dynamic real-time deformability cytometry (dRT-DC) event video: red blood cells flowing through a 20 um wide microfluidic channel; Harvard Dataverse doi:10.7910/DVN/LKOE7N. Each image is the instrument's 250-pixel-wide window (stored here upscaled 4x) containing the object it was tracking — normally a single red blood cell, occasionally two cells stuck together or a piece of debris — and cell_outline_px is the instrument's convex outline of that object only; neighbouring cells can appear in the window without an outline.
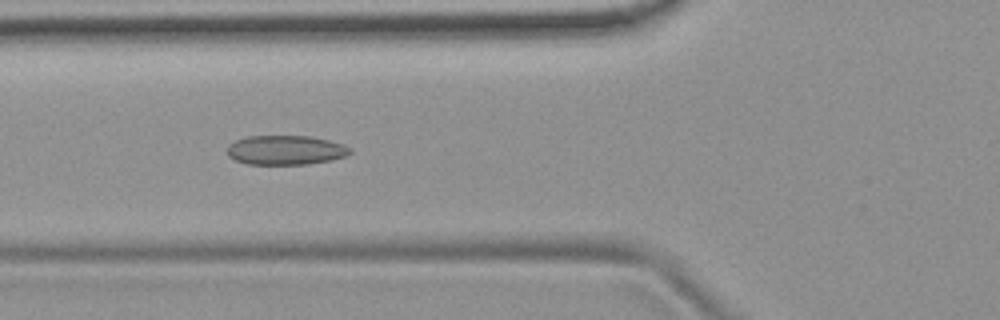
{"species": "common noctule bat (a hibernating species)", "species_latin": "Nyctalus noctula", "temperature_condition": "room temperature", "stored_images_in_passage": 5, "camera_frame_rate_fps": 3000, "um_per_image_px": 0.085, "animal": {"sex": "female", "body_mass_g": 19.9}, "frame": {"image": 1, "passage_image": 4, "time_ms": 3.333, "image_size_px": [1000, 320], "cell_outline_px": [[352, 152], [348, 156], [332, 160], [308, 164], [248, 164], [236, 160], [228, 156], [228, 144], [236, 140], [248, 136], [312, 136], [344, 144], [352, 148]], "centroid_in_image_um": [24.33, 12.75], "position_along_channel_um": 101.5, "area_um2": 21.21}}
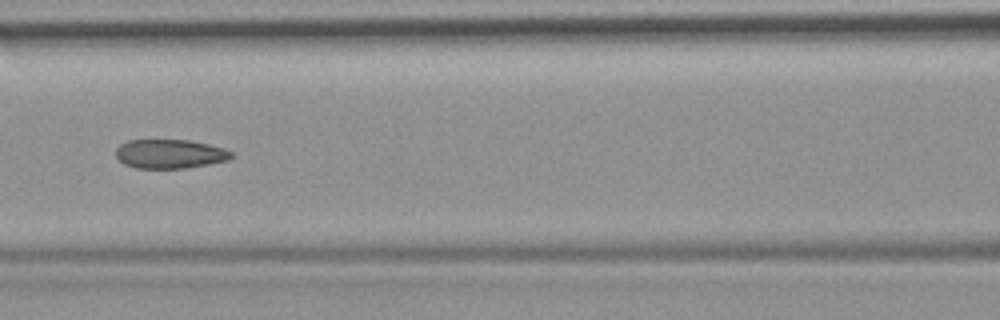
{"frame": {"image": 2, "passage_image": 5, "time_ms": 4.667, "image_size_px": [1000, 320], "cell_outline_px": [[236, 156], [228, 160], [208, 164], [184, 168], [136, 168], [124, 164], [116, 156], [116, 148], [120, 144], [128, 140], [188, 140], [208, 144], [224, 148], [232, 152]], "centroid_in_image_um": [14.45, 13.08], "position_along_channel_um": 152.1, "area_um2": 19.59}}